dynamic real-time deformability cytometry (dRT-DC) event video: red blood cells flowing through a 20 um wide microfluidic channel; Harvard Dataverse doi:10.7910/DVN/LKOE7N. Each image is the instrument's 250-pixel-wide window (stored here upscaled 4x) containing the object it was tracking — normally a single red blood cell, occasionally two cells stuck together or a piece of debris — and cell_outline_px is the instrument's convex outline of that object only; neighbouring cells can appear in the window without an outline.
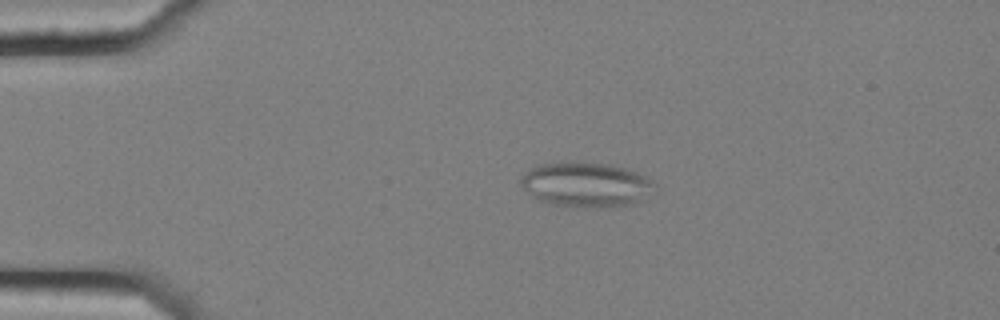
{"species": "common noctule bat (a hibernating species)", "species_latin": "Nyctalus noctula", "temperature_condition": "cold", "stored_images_in_passage": 56, "segment_of_instrument_passage": [1, 2], "camera_frame_rate_fps": 3000, "um_per_image_px": 0.085, "animal": {"sex": "female", "body_mass_g": 25.1}, "frame": {"image": 1, "passage_image": 12, "time_ms": 3.667, "image_size_px": [1000, 320], "cell_outline_px": [[656, 192], [640, 204], [584, 208], [552, 204], [540, 200], [532, 196], [520, 184], [520, 180], [524, 172], [528, 168], [540, 164], [560, 160], [580, 160], [604, 164], [624, 168], [636, 172], [652, 180], [656, 184]], "centroid_in_image_um": [49.84, 15.68], "position_along_channel_um": 35.2, "area_um2": 35.95}}